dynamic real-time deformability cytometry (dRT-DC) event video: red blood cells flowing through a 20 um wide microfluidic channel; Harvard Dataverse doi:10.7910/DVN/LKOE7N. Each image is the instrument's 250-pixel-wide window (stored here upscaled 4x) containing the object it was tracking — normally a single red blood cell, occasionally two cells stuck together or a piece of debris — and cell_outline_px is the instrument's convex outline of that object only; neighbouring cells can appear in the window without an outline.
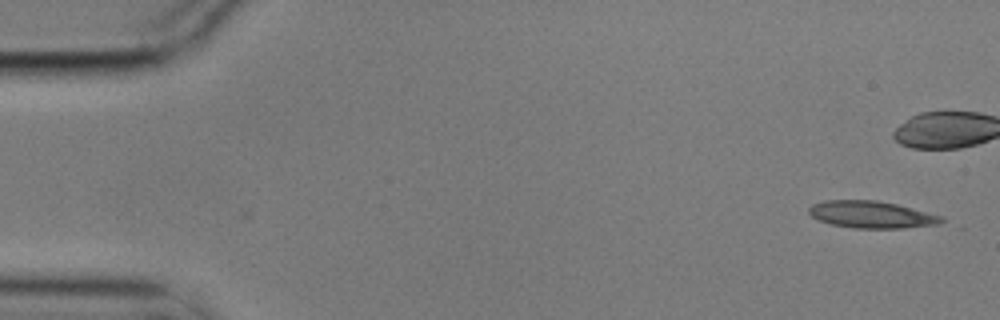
{"species": "common noctule bat (a hibernating species)", "species_latin": "Nyctalus noctula", "temperature_condition": "cold", "stored_images_in_passage": 2, "camera_frame_rate_fps": 3000, "um_per_image_px": 0.085, "animal": {"sex": "male", "body_mass_g": 17.9}, "frame": {"image": 1, "passage_image": 2, "time_ms": 0.333, "image_size_px": [1000, 320], "cell_outline_px": [[944, 220], [936, 224], [904, 228], [852, 228], [832, 224], [820, 220], [812, 216], [808, 212], [808, 208], [812, 204], [824, 200], [876, 200], [896, 204], [944, 216]], "centroid_in_image_um": [74.06, 18.23], "position_along_channel_um": 10.9, "area_um2": 20.81}}